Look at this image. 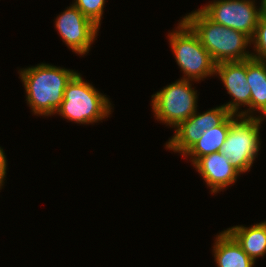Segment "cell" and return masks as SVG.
<instances>
[{
    "instance_id": "e0dca14e",
    "label": "cell",
    "mask_w": 266,
    "mask_h": 267,
    "mask_svg": "<svg viewBox=\"0 0 266 267\" xmlns=\"http://www.w3.org/2000/svg\"><path fill=\"white\" fill-rule=\"evenodd\" d=\"M256 54L252 58L266 62V10L261 14L255 34L251 39Z\"/></svg>"
},
{
    "instance_id": "ba28073f",
    "label": "cell",
    "mask_w": 266,
    "mask_h": 267,
    "mask_svg": "<svg viewBox=\"0 0 266 267\" xmlns=\"http://www.w3.org/2000/svg\"><path fill=\"white\" fill-rule=\"evenodd\" d=\"M232 113L224 106H219L197 114V111L176 128L174 136L166 143V148L184 155L204 134L214 126L222 124Z\"/></svg>"
},
{
    "instance_id": "277c9868",
    "label": "cell",
    "mask_w": 266,
    "mask_h": 267,
    "mask_svg": "<svg viewBox=\"0 0 266 267\" xmlns=\"http://www.w3.org/2000/svg\"><path fill=\"white\" fill-rule=\"evenodd\" d=\"M178 25V30L168 35L175 60L185 75L183 79L199 81L215 74L216 63L197 35L183 20Z\"/></svg>"
},
{
    "instance_id": "6da1fadb",
    "label": "cell",
    "mask_w": 266,
    "mask_h": 267,
    "mask_svg": "<svg viewBox=\"0 0 266 267\" xmlns=\"http://www.w3.org/2000/svg\"><path fill=\"white\" fill-rule=\"evenodd\" d=\"M182 20L197 35L216 64L252 58L254 53L246 51L248 44L252 43L251 38L243 32L213 22L200 9Z\"/></svg>"
},
{
    "instance_id": "d6986e66",
    "label": "cell",
    "mask_w": 266,
    "mask_h": 267,
    "mask_svg": "<svg viewBox=\"0 0 266 267\" xmlns=\"http://www.w3.org/2000/svg\"><path fill=\"white\" fill-rule=\"evenodd\" d=\"M261 5L266 9V0H262Z\"/></svg>"
},
{
    "instance_id": "3957f363",
    "label": "cell",
    "mask_w": 266,
    "mask_h": 267,
    "mask_svg": "<svg viewBox=\"0 0 266 267\" xmlns=\"http://www.w3.org/2000/svg\"><path fill=\"white\" fill-rule=\"evenodd\" d=\"M105 96L76 73L67 83L63 100L56 113L79 124L101 121L111 114L112 109L109 99Z\"/></svg>"
},
{
    "instance_id": "7c38bea8",
    "label": "cell",
    "mask_w": 266,
    "mask_h": 267,
    "mask_svg": "<svg viewBox=\"0 0 266 267\" xmlns=\"http://www.w3.org/2000/svg\"><path fill=\"white\" fill-rule=\"evenodd\" d=\"M213 252L218 267H253L254 261L235 238L224 230L216 237Z\"/></svg>"
},
{
    "instance_id": "5bb4252c",
    "label": "cell",
    "mask_w": 266,
    "mask_h": 267,
    "mask_svg": "<svg viewBox=\"0 0 266 267\" xmlns=\"http://www.w3.org/2000/svg\"><path fill=\"white\" fill-rule=\"evenodd\" d=\"M246 78L251 89L250 114L257 110L266 116V62L246 60Z\"/></svg>"
},
{
    "instance_id": "9a60e30c",
    "label": "cell",
    "mask_w": 266,
    "mask_h": 267,
    "mask_svg": "<svg viewBox=\"0 0 266 267\" xmlns=\"http://www.w3.org/2000/svg\"><path fill=\"white\" fill-rule=\"evenodd\" d=\"M231 125V115L220 125L214 126L204 132L198 141L183 155L191 156L192 164L203 157L221 150Z\"/></svg>"
},
{
    "instance_id": "52a82bcc",
    "label": "cell",
    "mask_w": 266,
    "mask_h": 267,
    "mask_svg": "<svg viewBox=\"0 0 266 267\" xmlns=\"http://www.w3.org/2000/svg\"><path fill=\"white\" fill-rule=\"evenodd\" d=\"M255 0H218L205 5L200 10L213 22L243 32L253 38L261 14L266 10L259 9Z\"/></svg>"
},
{
    "instance_id": "2e32d148",
    "label": "cell",
    "mask_w": 266,
    "mask_h": 267,
    "mask_svg": "<svg viewBox=\"0 0 266 267\" xmlns=\"http://www.w3.org/2000/svg\"><path fill=\"white\" fill-rule=\"evenodd\" d=\"M104 4L105 0H75L73 5L100 27Z\"/></svg>"
},
{
    "instance_id": "30bf717a",
    "label": "cell",
    "mask_w": 266,
    "mask_h": 267,
    "mask_svg": "<svg viewBox=\"0 0 266 267\" xmlns=\"http://www.w3.org/2000/svg\"><path fill=\"white\" fill-rule=\"evenodd\" d=\"M215 74L220 76L228 94L234 98L224 106L232 114L248 116L250 114L251 89L246 78V60L218 63ZM241 105H246L249 109L239 112L238 109Z\"/></svg>"
},
{
    "instance_id": "9c48e42d",
    "label": "cell",
    "mask_w": 266,
    "mask_h": 267,
    "mask_svg": "<svg viewBox=\"0 0 266 267\" xmlns=\"http://www.w3.org/2000/svg\"><path fill=\"white\" fill-rule=\"evenodd\" d=\"M55 22L65 44L79 55L88 53L100 29L73 4Z\"/></svg>"
},
{
    "instance_id": "8992f818",
    "label": "cell",
    "mask_w": 266,
    "mask_h": 267,
    "mask_svg": "<svg viewBox=\"0 0 266 267\" xmlns=\"http://www.w3.org/2000/svg\"><path fill=\"white\" fill-rule=\"evenodd\" d=\"M190 83L182 78L152 95L156 119L175 128L197 111V91Z\"/></svg>"
},
{
    "instance_id": "4fadbf2b",
    "label": "cell",
    "mask_w": 266,
    "mask_h": 267,
    "mask_svg": "<svg viewBox=\"0 0 266 267\" xmlns=\"http://www.w3.org/2000/svg\"><path fill=\"white\" fill-rule=\"evenodd\" d=\"M227 231L254 262L256 258L266 254V221L251 227L234 226Z\"/></svg>"
},
{
    "instance_id": "7a4b0ae2",
    "label": "cell",
    "mask_w": 266,
    "mask_h": 267,
    "mask_svg": "<svg viewBox=\"0 0 266 267\" xmlns=\"http://www.w3.org/2000/svg\"><path fill=\"white\" fill-rule=\"evenodd\" d=\"M76 73L73 70L43 63L22 69L19 75L32 112L44 116L55 114L63 100L67 83Z\"/></svg>"
},
{
    "instance_id": "ac0fdd59",
    "label": "cell",
    "mask_w": 266,
    "mask_h": 267,
    "mask_svg": "<svg viewBox=\"0 0 266 267\" xmlns=\"http://www.w3.org/2000/svg\"><path fill=\"white\" fill-rule=\"evenodd\" d=\"M6 169H7V160L6 156L4 155L3 149L0 147V189L3 186L5 176H6Z\"/></svg>"
},
{
    "instance_id": "5b68a950",
    "label": "cell",
    "mask_w": 266,
    "mask_h": 267,
    "mask_svg": "<svg viewBox=\"0 0 266 267\" xmlns=\"http://www.w3.org/2000/svg\"><path fill=\"white\" fill-rule=\"evenodd\" d=\"M252 115L231 114V125L220 150L240 173L250 170L260 150L259 126L264 118Z\"/></svg>"
},
{
    "instance_id": "8fae6325",
    "label": "cell",
    "mask_w": 266,
    "mask_h": 267,
    "mask_svg": "<svg viewBox=\"0 0 266 267\" xmlns=\"http://www.w3.org/2000/svg\"><path fill=\"white\" fill-rule=\"evenodd\" d=\"M193 165L211 187V193H217L235 183L241 174L220 151L200 157Z\"/></svg>"
}]
</instances>
